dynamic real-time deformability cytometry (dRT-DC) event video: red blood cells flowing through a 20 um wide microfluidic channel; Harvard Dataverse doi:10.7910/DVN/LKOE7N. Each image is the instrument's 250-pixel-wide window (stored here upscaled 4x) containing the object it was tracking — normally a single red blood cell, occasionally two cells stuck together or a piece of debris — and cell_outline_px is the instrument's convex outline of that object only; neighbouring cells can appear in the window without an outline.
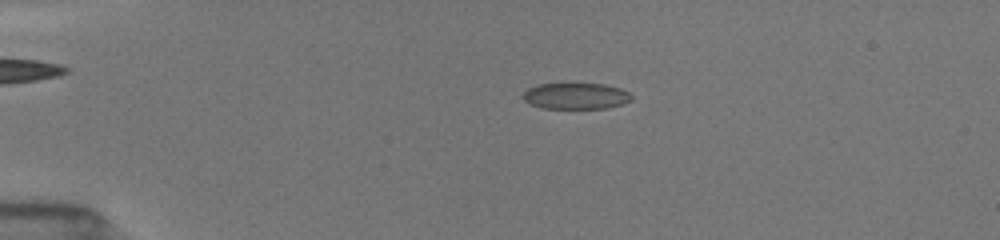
{"species": "common noctule bat (a hibernating species)", "species_latin": "Nyctalus noctula", "temperature_condition": "room temperature", "stored_images_in_passage": 48, "camera_frame_rate_fps": 3000, "um_per_image_px": 0.085, "animal": {"sex": "female", "body_mass_g": 19.5, "forearm_length_mm": 54.1}, "frame": {"image": 1, "passage_image": 12, "time_ms": 4.0, "image_size_px": [1000, 240], "cell_outline_px": [[632, 100], [624, 104], [604, 108], [544, 108], [528, 104], [524, 100], [524, 92], [528, 88], [536, 84], [572, 80], [576, 80], [604, 84], [620, 88], [628, 92], [632, 96]], "centroid_in_image_um": [48.93, 8.09], "position_along_channel_um": 36.1, "area_um2": 17.57}}
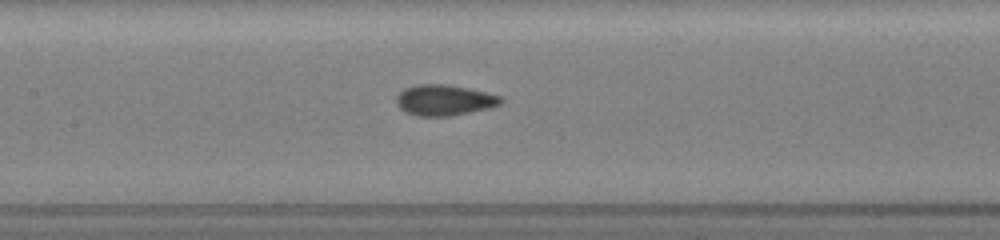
{"frame": {"image": 2, "passage_image": 24, "time_ms": 8.667, "image_size_px": [1000, 240], "cell_outline_px": [[504, 100], [500, 104], [488, 108], [452, 116], [416, 116], [400, 108], [396, 100], [396, 96], [404, 88], [416, 84], [444, 84], [468, 88], [500, 96]], "centroid_in_image_um": [37.75, 8.51], "position_along_channel_um": 169.7, "area_um2": 18.61}}
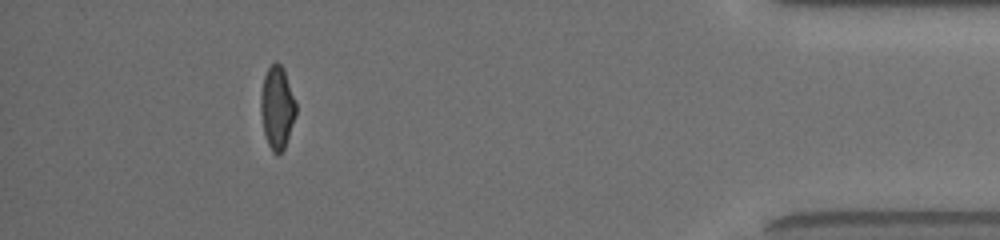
{"frame": {"image": 3, "passage_image": 44, "time_ms": 16.0, "image_size_px": [1000, 240], "cell_outline_px": [[296, 116], [284, 148], [276, 156], [272, 152], [268, 144], [264, 132], [260, 108], [260, 96], [264, 76], [268, 68], [276, 60], [284, 68], [296, 104]], "centroid_in_image_um": [23.55, 9.13], "position_along_channel_um": 411.6, "area_um2": 16.99}, "authors_computed_cell_mechanics": {"area_um2": 17.6868, "velocity_mm_per_s": 3.9747, "shape_relaxation_time_tau1_ms": 6.0568, "shape_relaxation_time_tau2_ms": 1.1065, "deformation_change_tau1": 0.1465, "deformation_change_tau2": 0.0487}}